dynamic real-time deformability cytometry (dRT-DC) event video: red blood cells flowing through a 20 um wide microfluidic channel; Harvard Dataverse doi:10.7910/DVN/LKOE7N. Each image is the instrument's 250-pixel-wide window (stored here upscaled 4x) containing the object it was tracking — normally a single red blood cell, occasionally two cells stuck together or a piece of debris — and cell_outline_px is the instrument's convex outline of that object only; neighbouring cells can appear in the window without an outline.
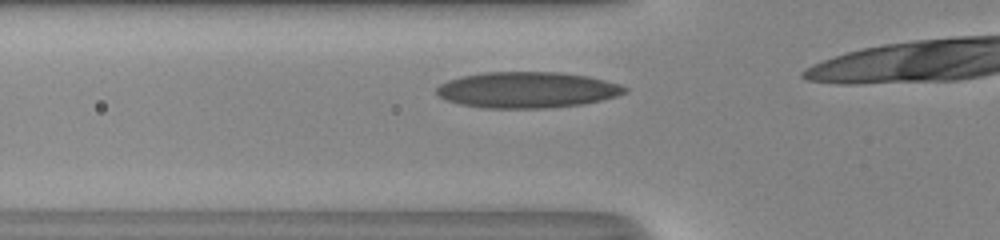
{"species": "human", "species_latin": "Homo sapiens", "temperature_condition": "room temperature", "stored_images_in_passage": 8, "camera_frame_rate_fps": 3000, "um_per_image_px": 0.085, "donor": {"sex": "male"}, "frame": {"image": 1, "passage_image": 3, "time_ms": 0.667, "image_size_px": [1000, 240], "cell_outline_px": [[628, 92], [616, 96], [600, 100], [580, 104], [544, 108], [484, 108], [460, 104], [444, 100], [436, 92], [436, 88], [440, 84], [448, 80], [464, 76], [484, 72], [560, 72], [588, 76], [620, 84], [628, 88]], "centroid_in_image_um": [44.8, 7.64], "position_along_channel_um": 81.0, "area_um2": 39.42}}